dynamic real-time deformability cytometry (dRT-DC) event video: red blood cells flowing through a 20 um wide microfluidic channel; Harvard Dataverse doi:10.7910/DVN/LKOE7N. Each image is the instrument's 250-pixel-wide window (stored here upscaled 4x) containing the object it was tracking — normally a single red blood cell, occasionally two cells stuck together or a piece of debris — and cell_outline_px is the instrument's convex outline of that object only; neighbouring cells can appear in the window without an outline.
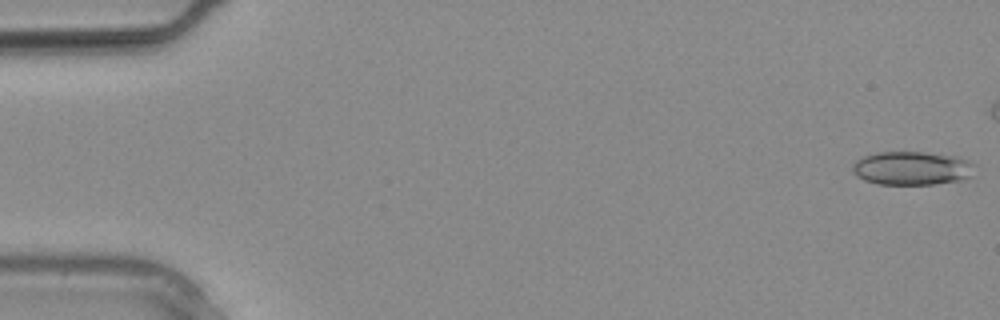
{"species": "common noctule bat (a hibernating species)", "species_latin": "Nyctalus noctula", "temperature_condition": "warm", "stored_images_in_passage": 9, "camera_frame_rate_fps": 3000, "um_per_image_px": 0.085, "animal": {"sex": "male", "body_mass_g": 20.4}, "frame": {"image": 1, "passage_image": 1, "time_ms": 0.0, "image_size_px": [1000, 320], "cell_outline_px": [[976, 164], [972, 176], [964, 180], [932, 184], [880, 184], [864, 180], [856, 176], [852, 168], [852, 164], [856, 160], [864, 156], [876, 152], [928, 152], [960, 156]], "centroid_in_image_um": [77.57, 14.29], "position_along_channel_um": 7.4, "area_um2": 24.33}}